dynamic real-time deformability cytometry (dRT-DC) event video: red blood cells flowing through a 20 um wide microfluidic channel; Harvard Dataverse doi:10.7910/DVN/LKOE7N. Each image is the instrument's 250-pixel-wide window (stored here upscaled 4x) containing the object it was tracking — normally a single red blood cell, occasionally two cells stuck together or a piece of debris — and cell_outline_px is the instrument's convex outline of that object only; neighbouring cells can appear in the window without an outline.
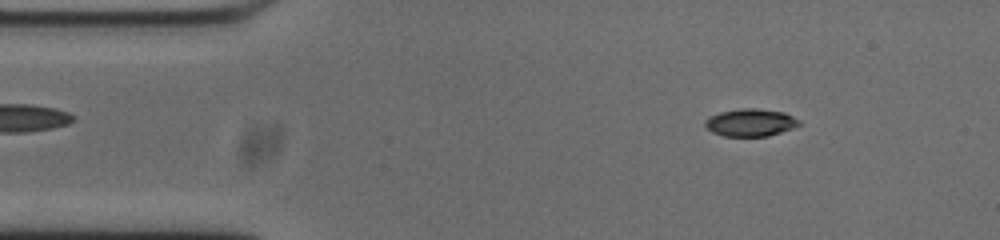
{"species": "common noctule bat (a hibernating species)", "species_latin": "Nyctalus noctula", "temperature_condition": "cold", "stored_images_in_passage": 53, "camera_frame_rate_fps": 3000, "um_per_image_px": 0.085, "animal": {"sex": "male", "body_mass_g": 20.0, "forearm_length_mm": 53.3}, "frame": {"image": 1, "passage_image": 6, "time_ms": 1.667, "image_size_px": [1000, 240], "cell_outline_px": [[800, 124], [792, 128], [768, 136], [724, 136], [712, 132], [704, 124], [704, 120], [708, 116], [720, 112], [740, 108], [756, 108], [784, 112], [800, 120]], "centroid_in_image_um": [63.76, 10.41], "position_along_channel_um": 21.2, "area_um2": 15.09}}
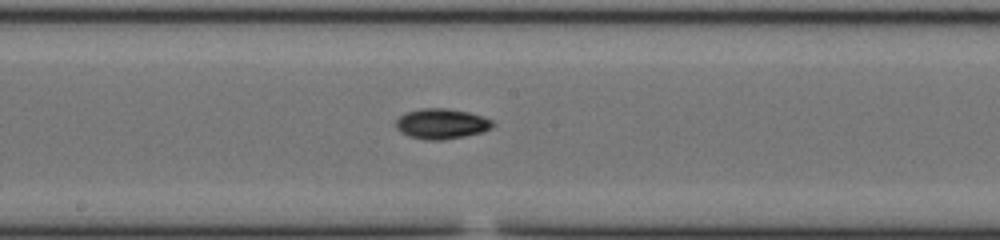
{"frame": {"image": 2, "passage_image": 26, "time_ms": 8.333, "image_size_px": [1000, 240], "cell_outline_px": [[496, 124], [492, 128], [484, 132], [444, 140], [424, 140], [408, 136], [400, 132], [396, 128], [396, 120], [404, 112], [424, 108], [448, 108], [468, 112], [484, 116], [492, 120]], "centroid_in_image_um": [37.55, 10.52], "position_along_channel_um": 210.7, "area_um2": 17.4}}
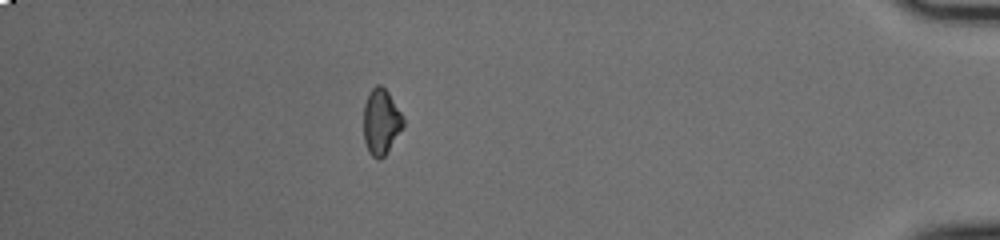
{"frame": {"image": 3, "passage_image": 46, "time_ms": 15.0, "image_size_px": [1000, 240], "cell_outline_px": [[404, 128], [384, 156], [380, 160], [376, 160], [368, 152], [364, 140], [364, 104], [372, 88], [376, 84], [380, 84], [388, 92], [400, 112], [404, 120]], "centroid_in_image_um": [32.39, 10.38], "position_along_channel_um": 402.8, "area_um2": 15.2}, "authors_computed_cell_mechanics": {"area_um2": 15.317, "velocity_mm_per_s": 3.7423, "shape_relaxation_time_tau1_ms": 2.8682, "shape_relaxation_time_tau2_ms": null, "deformation_change_tau1": 0.1027, "deformation_change_tau2": null}}